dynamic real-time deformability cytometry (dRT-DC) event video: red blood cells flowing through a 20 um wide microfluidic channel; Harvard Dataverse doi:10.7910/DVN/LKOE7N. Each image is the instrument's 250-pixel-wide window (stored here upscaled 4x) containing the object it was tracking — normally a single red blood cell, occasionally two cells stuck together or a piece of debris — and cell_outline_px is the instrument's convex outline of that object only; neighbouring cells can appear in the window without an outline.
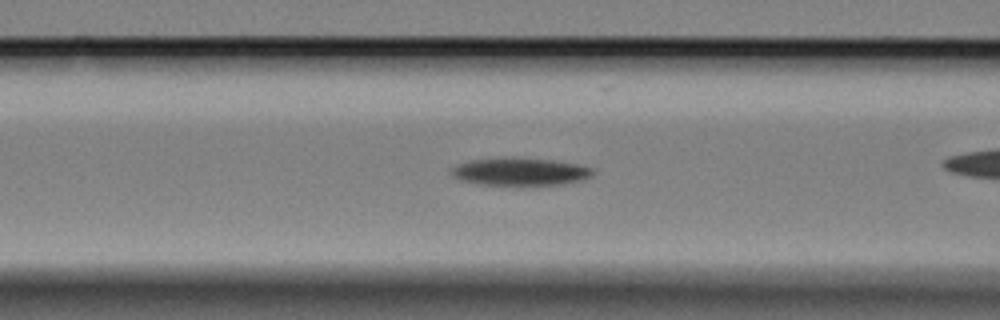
{"species": "Egyptian fruit bat (a non-hibernating species)", "species_latin": "Rousettus aegyptiacus", "temperature_condition": "cold", "stored_images_in_passage": 31, "camera_frame_rate_fps": 3000, "um_per_image_px": 0.085, "animal": {"sex": "female"}, "frame": {"image": 1, "passage_image": 7, "time_ms": 2.0, "image_size_px": [1000, 320], "cell_outline_px": [[596, 172], [592, 176], [584, 180], [564, 184], [480, 184], [460, 180], [452, 176], [448, 172], [448, 168], [468, 160], [552, 160], [576, 164], [592, 168]], "centroid_in_image_um": [44.21, 14.62], "position_along_channel_um": 122.4, "area_um2": 21.91}}
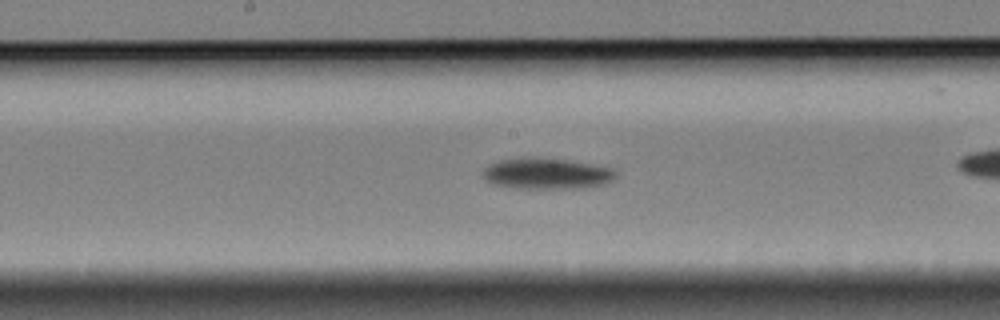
{"frame": {"image": 2, "passage_image": 14, "time_ms": 4.333, "image_size_px": [1000, 320], "cell_outline_px": [[616, 180], [604, 184], [580, 188], [520, 188], [492, 184], [484, 180], [480, 176], [480, 172], [488, 164], [500, 160], [524, 156], [532, 156], [568, 160], [616, 168]], "centroid_in_image_um": [46.44, 14.73], "position_along_channel_um": 201.8, "area_um2": 24.68}}
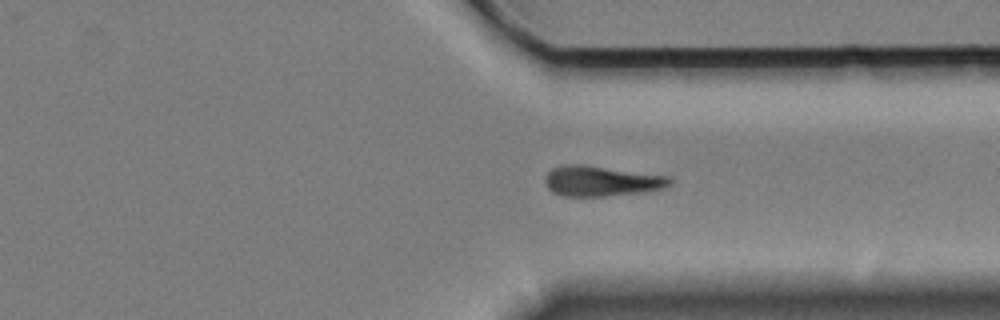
{"frame": {"image": 3, "passage_image": 28, "time_ms": 9.0, "image_size_px": [1000, 320], "cell_outline_px": [[672, 184], [668, 188], [648, 192], [604, 196], [560, 196], [552, 192], [548, 188], [544, 180], [548, 172], [552, 168], [564, 164], [584, 164], [668, 176], [672, 180]], "centroid_in_image_um": [51.14, 15.39], "position_along_channel_um": 360.3, "area_um2": 22.43}}